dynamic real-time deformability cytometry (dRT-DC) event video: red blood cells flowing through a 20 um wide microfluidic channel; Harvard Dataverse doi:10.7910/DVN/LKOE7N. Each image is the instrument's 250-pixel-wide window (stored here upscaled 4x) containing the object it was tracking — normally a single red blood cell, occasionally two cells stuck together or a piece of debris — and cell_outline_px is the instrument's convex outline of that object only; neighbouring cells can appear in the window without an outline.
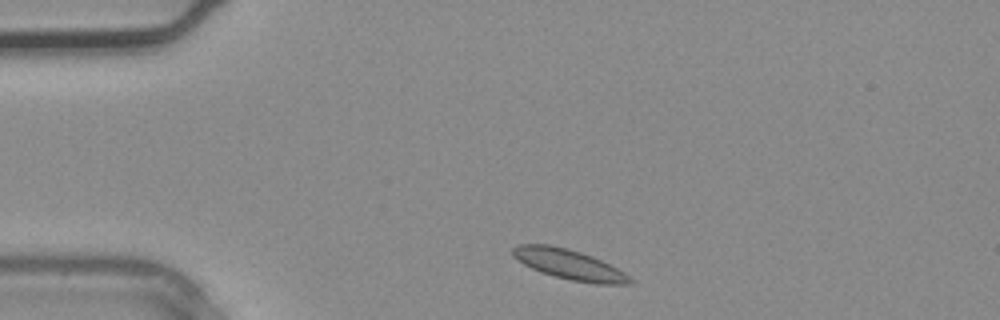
{"species": "common noctule bat (a hibernating species)", "species_latin": "Nyctalus noctula", "temperature_condition": "warm", "stored_images_in_passage": 2, "camera_frame_rate_fps": 3000, "um_per_image_px": 0.085, "animal": {"sex": "male", "body_mass_g": 20.4}, "frame": {"image": 1, "passage_image": 1, "time_ms": 0.0, "image_size_px": [1000, 320], "cell_outline_px": [[636, 280], [628, 284], [596, 284], [572, 280], [556, 276], [532, 268], [524, 264], [512, 256], [512, 248], [516, 244], [548, 244], [568, 248], [592, 256], [624, 272]], "centroid_in_image_um": [48.38, 22.47], "position_along_channel_um": 36.6, "area_um2": 20.35}}
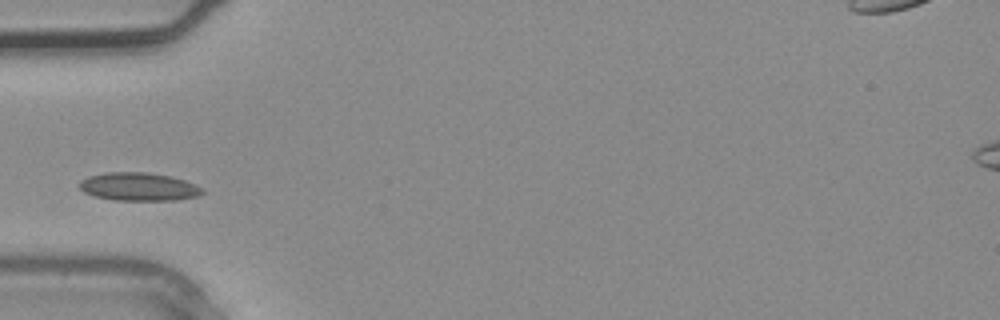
{"frame": {"image": 2, "passage_image": 2, "time_ms": 0.333, "image_size_px": [1000, 320], "cell_outline_px": [[204, 192], [200, 196], [176, 200], [112, 200], [92, 196], [84, 192], [76, 184], [80, 180], [88, 176], [104, 172], [148, 172], [172, 176], [184, 180], [204, 188]], "centroid_in_image_um": [11.77, 15.87], "position_along_channel_um": 73.2, "area_um2": 20.58}}